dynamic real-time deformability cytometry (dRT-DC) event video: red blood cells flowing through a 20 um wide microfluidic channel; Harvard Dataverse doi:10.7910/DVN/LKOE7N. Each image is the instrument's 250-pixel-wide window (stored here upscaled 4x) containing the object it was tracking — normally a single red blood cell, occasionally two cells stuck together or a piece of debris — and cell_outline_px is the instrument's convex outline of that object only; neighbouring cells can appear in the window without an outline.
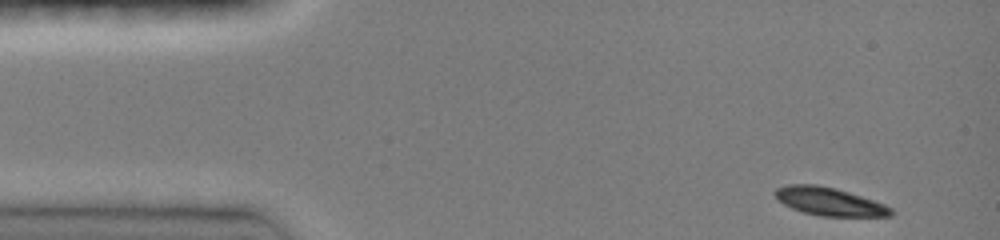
{"species": "common noctule bat (a hibernating species)", "species_latin": "Nyctalus noctula", "temperature_condition": "room temperature", "stored_images_in_passage": 42, "camera_frame_rate_fps": 3000, "um_per_image_px": 0.085, "animal": {"sex": "female", "body_mass_g": 19.0, "forearm_length_mm": 51.5}, "frame": {"image": 1, "passage_image": 1, "time_ms": 0.0, "image_size_px": [1000, 240], "cell_outline_px": [[892, 216], [820, 216], [804, 212], [792, 208], [784, 204], [772, 192], [776, 188], [788, 184], [816, 184], [836, 188], [884, 204], [892, 208]], "centroid_in_image_um": [70.47, 17.12], "position_along_channel_um": 14.5, "area_um2": 18.79}}
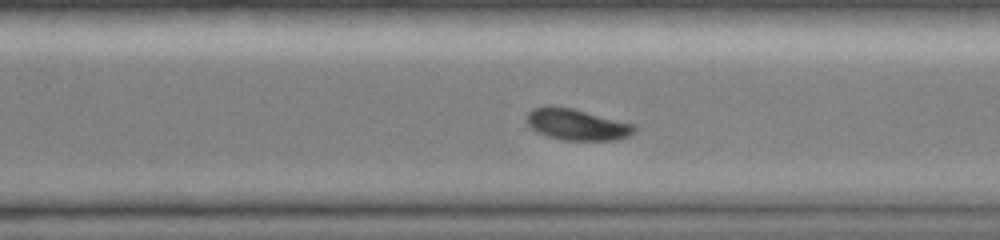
{"frame": {"image": 2, "passage_image": 31, "time_ms": 10.0, "image_size_px": [1000, 240], "cell_outline_px": [[636, 132], [620, 140], [564, 140], [548, 136], [532, 128], [528, 124], [528, 112], [532, 108], [572, 108], [636, 124]], "centroid_in_image_um": [49.15, 10.61], "position_along_channel_um": 321.5, "area_um2": 19.19}}
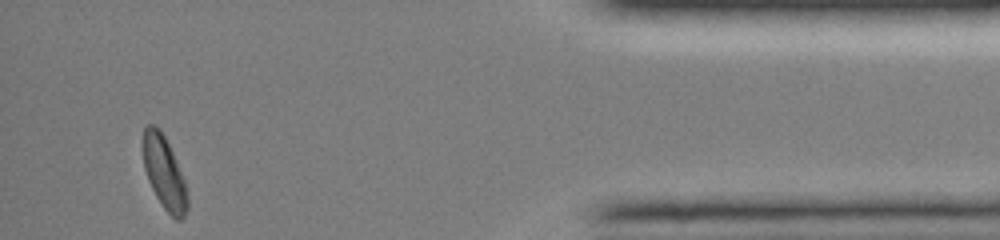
{"frame": {"image": 3, "passage_image": 42, "time_ms": 13.667, "image_size_px": [1000, 240], "cell_outline_px": [[188, 208], [184, 216], [180, 220], [176, 220], [164, 208], [156, 196], [148, 180], [144, 168], [140, 144], [144, 128], [148, 124], [156, 124], [160, 128], [172, 152], [184, 180], [188, 196]], "centroid_in_image_um": [13.91, 14.63], "position_along_channel_um": 421.3, "area_um2": 19.07}, "authors_computed_cell_mechanics": {"area_um2": 20.0277, "velocity_mm_per_s": 3.9897, "shape_relaxation_time_tau1_ms": 1.8746, "shape_relaxation_time_tau2_ms": null, "deformation_change_tau1": 0.0952, "deformation_change_tau2": null}}